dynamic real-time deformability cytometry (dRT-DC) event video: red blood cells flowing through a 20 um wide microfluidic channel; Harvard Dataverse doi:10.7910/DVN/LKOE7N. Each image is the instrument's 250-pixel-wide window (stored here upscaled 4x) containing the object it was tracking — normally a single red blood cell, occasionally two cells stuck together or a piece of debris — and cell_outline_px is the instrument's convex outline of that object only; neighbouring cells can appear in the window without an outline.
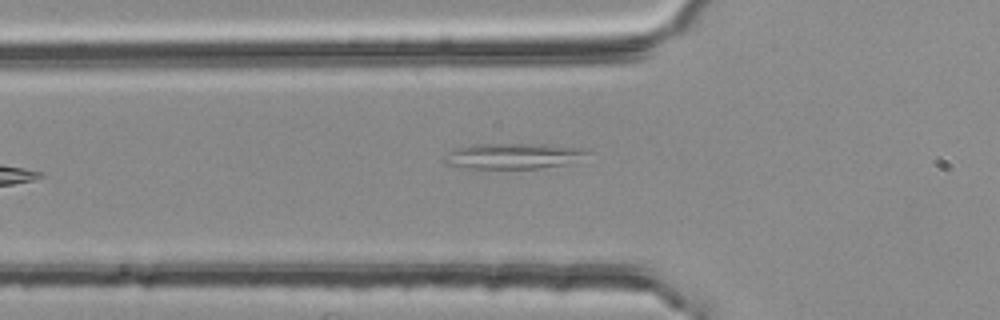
{"species": "common noctule bat (a hibernating species)", "species_latin": "Nyctalus noctula", "temperature_condition": "room temperature", "stored_images_in_passage": 5, "camera_frame_rate_fps": 3000, "um_per_image_px": 0.085, "animal": {"sex": "female", "body_mass_g": 25.1}, "frame": {"image": 1, "passage_image": 5, "time_ms": 1.333, "image_size_px": [1000, 320], "cell_outline_px": [[588, 152], [564, 164], [540, 168], [472, 168], [444, 164], [444, 156], [448, 152], [456, 148], [476, 144], [548, 144], [588, 148]], "centroid_in_image_um": [43.57, 13.24], "position_along_channel_um": 82.2, "area_um2": 20.98}}